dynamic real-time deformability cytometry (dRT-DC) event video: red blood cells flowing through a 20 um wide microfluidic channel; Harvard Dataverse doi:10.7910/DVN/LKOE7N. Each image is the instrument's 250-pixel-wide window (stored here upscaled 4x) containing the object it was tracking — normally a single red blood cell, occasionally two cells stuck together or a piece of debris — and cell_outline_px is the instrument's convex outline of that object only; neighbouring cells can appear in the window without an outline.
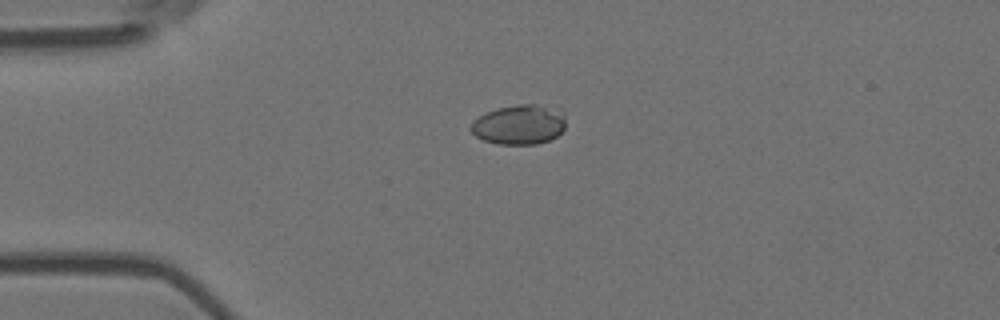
{"species": "Egyptian fruit bat (a non-hibernating species)", "species_latin": "Rousettus aegyptiacus", "temperature_condition": "room temperature", "stored_images_in_passage": 43, "camera_frame_rate_fps": 3000, "um_per_image_px": 0.085, "animal": {"sex": "female"}, "frame": {"image": 1, "passage_image": 1, "time_ms": 0.0, "image_size_px": [1000, 320], "cell_outline_px": [[564, 128], [556, 136], [548, 140], [536, 144], [500, 144], [484, 140], [476, 136], [468, 128], [472, 120], [496, 108], [516, 104], [536, 104], [564, 112]], "centroid_in_image_um": [44.09, 10.59], "position_along_channel_um": 40.9, "area_um2": 21.85}}
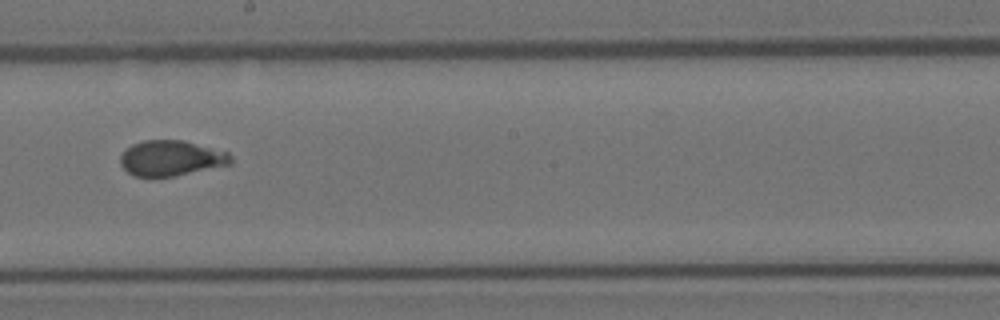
{"frame": {"image": 2, "passage_image": 19, "time_ms": 6.0, "image_size_px": [1000, 320], "cell_outline_px": [[232, 164], [176, 176], [132, 176], [120, 164], [120, 156], [124, 148], [132, 144], [144, 140], [184, 140], [228, 152], [232, 156]], "centroid_in_image_um": [14.54, 13.44], "position_along_channel_um": 233.7, "area_um2": 23.0}}
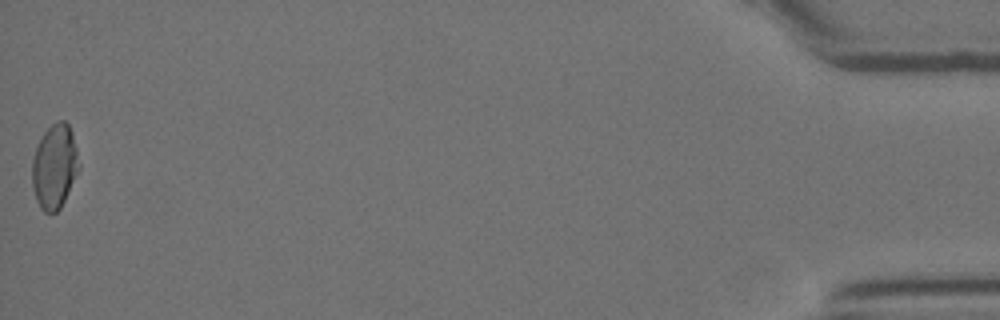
{"frame": {"image": 3, "passage_image": 43, "time_ms": 14.0, "image_size_px": [1000, 320], "cell_outline_px": [[80, 168], [60, 208], [56, 212], [44, 212], [40, 208], [36, 200], [32, 188], [32, 160], [36, 148], [44, 132], [56, 120], [64, 120], [68, 124], [72, 132], [80, 164]], "centroid_in_image_um": [4.63, 14.15], "position_along_channel_um": 430.6, "area_um2": 23.0}, "authors_computed_cell_mechanics": {"area_um2": 23.409, "velocity_mm_per_s": 3.6672, "shape_relaxation_time_tau1_ms": null, "shape_relaxation_time_tau2_ms": 0.6701, "deformation_change_tau1": null, "deformation_change_tau2": 0.0512}}